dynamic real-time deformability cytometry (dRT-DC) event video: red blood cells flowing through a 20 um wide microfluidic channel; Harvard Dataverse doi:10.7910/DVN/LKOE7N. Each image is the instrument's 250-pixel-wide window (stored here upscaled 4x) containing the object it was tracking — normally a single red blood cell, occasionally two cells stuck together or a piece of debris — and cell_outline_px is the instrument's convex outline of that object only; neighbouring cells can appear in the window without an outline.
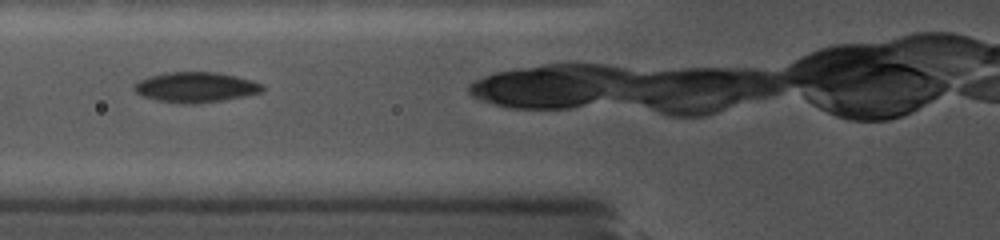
{"species": "common noctule bat (a hibernating species)", "species_latin": "Nyctalus noctula", "temperature_condition": "cold", "stored_images_in_passage": 5, "camera_frame_rate_fps": 5000, "um_per_image_px": 0.085, "animal": {"sex": "female", "body_mass_g": 19.0, "forearm_length_mm": 56.7}, "frame": {"image": 1, "passage_image": 2, "time_ms": 1.0, "image_size_px": [1000, 240], "cell_outline_px": [[264, 88], [260, 92], [244, 96], [200, 104], [188, 104], [156, 100], [144, 96], [136, 92], [132, 88], [132, 84], [148, 76], [168, 72], [216, 72], [236, 76], [252, 80], [264, 84]], "centroid_in_image_um": [16.62, 7.41], "position_along_channel_um": 109.2, "area_um2": 22.66}}
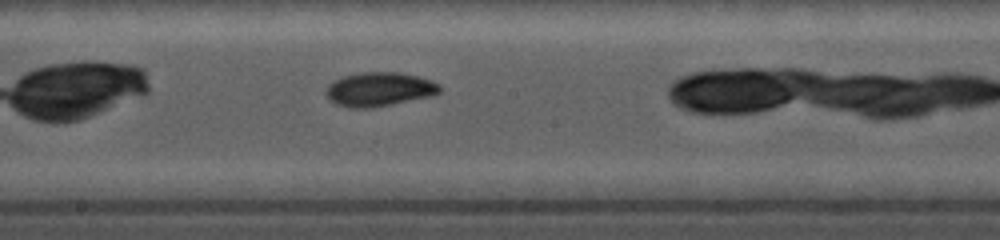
{"frame": {"image": 2, "passage_image": 5, "time_ms": 3.8, "image_size_px": [1000, 240], "cell_outline_px": [[444, 88], [440, 92], [428, 96], [392, 104], [368, 108], [348, 108], [336, 104], [324, 92], [328, 84], [332, 80], [344, 76], [360, 72], [400, 72], [432, 80], [440, 84]], "centroid_in_image_um": [32.23, 7.58], "position_along_channel_um": 216.0, "area_um2": 22.6}}